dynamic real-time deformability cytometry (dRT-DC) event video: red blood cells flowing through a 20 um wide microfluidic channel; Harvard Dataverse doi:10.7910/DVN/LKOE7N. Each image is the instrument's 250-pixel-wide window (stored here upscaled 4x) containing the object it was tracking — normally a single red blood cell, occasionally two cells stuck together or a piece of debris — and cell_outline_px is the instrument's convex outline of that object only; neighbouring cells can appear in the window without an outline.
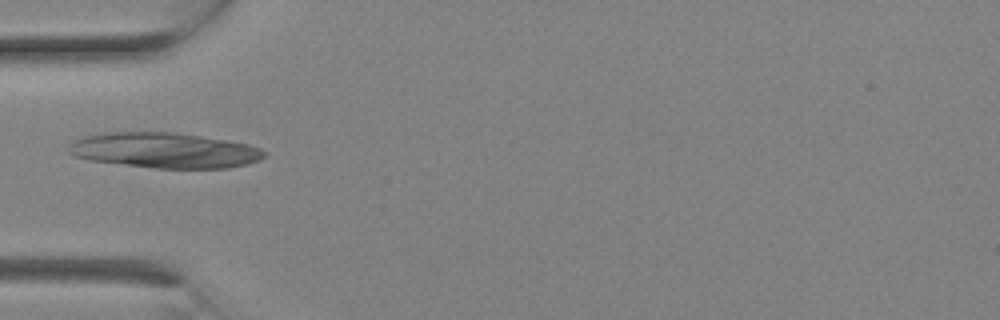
{"species": "Egyptian fruit bat (a non-hibernating species)", "species_latin": "Rousettus aegyptiacus", "temperature_condition": "room temperature", "stored_images_in_passage": 3, "camera_frame_rate_fps": 3000, "um_per_image_px": 0.085, "animal": {"sex": "female"}, "frame": {"image": 1, "passage_image": 3, "time_ms": 0.667, "image_size_px": [1000, 320], "cell_outline_px": [[268, 156], [260, 160], [248, 164], [228, 168], [156, 168], [88, 160], [76, 156], [68, 152], [68, 148], [76, 140], [84, 136], [104, 132], [172, 132], [200, 136], [248, 144], [260, 148], [268, 152]], "centroid_in_image_um": [14.03, 12.78], "position_along_channel_um": 71.0, "area_um2": 40.23}}